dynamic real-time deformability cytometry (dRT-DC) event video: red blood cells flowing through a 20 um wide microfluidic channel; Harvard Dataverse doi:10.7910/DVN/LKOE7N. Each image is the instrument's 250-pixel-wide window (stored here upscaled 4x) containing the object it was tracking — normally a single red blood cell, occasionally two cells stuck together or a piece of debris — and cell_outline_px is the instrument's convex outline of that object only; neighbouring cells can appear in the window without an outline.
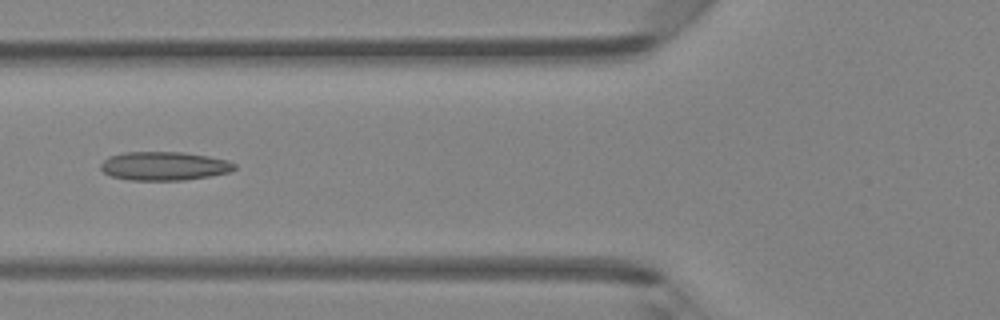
{"species": "Egyptian fruit bat (a non-hibernating species)", "species_latin": "Rousettus aegyptiacus", "temperature_condition": "room temperature", "stored_images_in_passage": 45, "camera_frame_rate_fps": 3000, "um_per_image_px": 0.085, "animal": {"sex": "female"}, "frame": {"image": 1, "passage_image": 17, "time_ms": 5.333, "image_size_px": [1000, 320], "cell_outline_px": [[236, 168], [232, 172], [184, 180], [128, 180], [112, 176], [104, 172], [100, 168], [100, 164], [108, 156], [124, 152], [184, 152], [208, 156], [228, 160], [236, 164]], "centroid_in_image_um": [13.96, 14.11], "position_along_channel_um": 111.8, "area_um2": 22.48}}
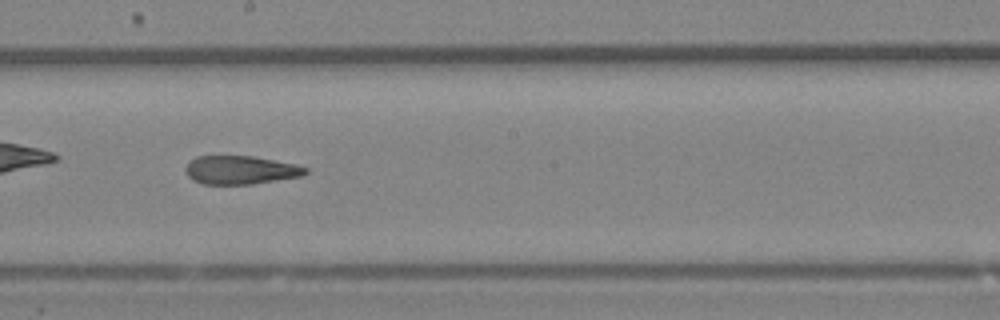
{"frame": {"image": 2, "passage_image": 25, "time_ms": 8.0, "image_size_px": [1000, 320], "cell_outline_px": [[308, 172], [304, 176], [252, 184], [204, 184], [192, 180], [188, 176], [184, 168], [188, 160], [196, 156], [252, 156], [296, 164], [308, 168]], "centroid_in_image_um": [20.43, 14.45], "position_along_channel_um": 227.8, "area_um2": 20.11}}
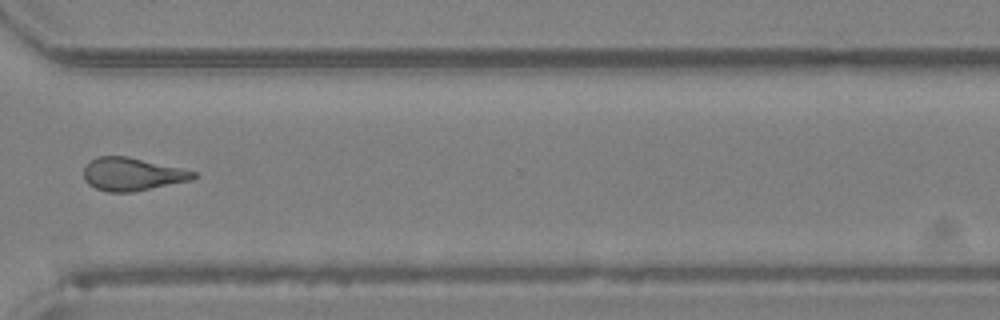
{"frame": {"image": 3, "passage_image": 34, "time_ms": 11.0, "image_size_px": [1000, 320], "cell_outline_px": [[196, 176], [192, 180], [132, 192], [108, 192], [96, 188], [88, 184], [84, 180], [84, 168], [88, 160], [96, 156], [128, 156], [184, 168], [196, 172]], "centroid_in_image_um": [11.22, 14.79], "position_along_channel_um": 359.4, "area_um2": 21.33}, "authors_computed_cell_mechanics": {"area_um2": 21.4438, "velocity_mm_per_s": 4.3682, "shape_relaxation_time_tau1_ms": null, "shape_relaxation_time_tau2_ms": 3.3232, "deformation_change_tau1": null, "deformation_change_tau2": 0.1278}}